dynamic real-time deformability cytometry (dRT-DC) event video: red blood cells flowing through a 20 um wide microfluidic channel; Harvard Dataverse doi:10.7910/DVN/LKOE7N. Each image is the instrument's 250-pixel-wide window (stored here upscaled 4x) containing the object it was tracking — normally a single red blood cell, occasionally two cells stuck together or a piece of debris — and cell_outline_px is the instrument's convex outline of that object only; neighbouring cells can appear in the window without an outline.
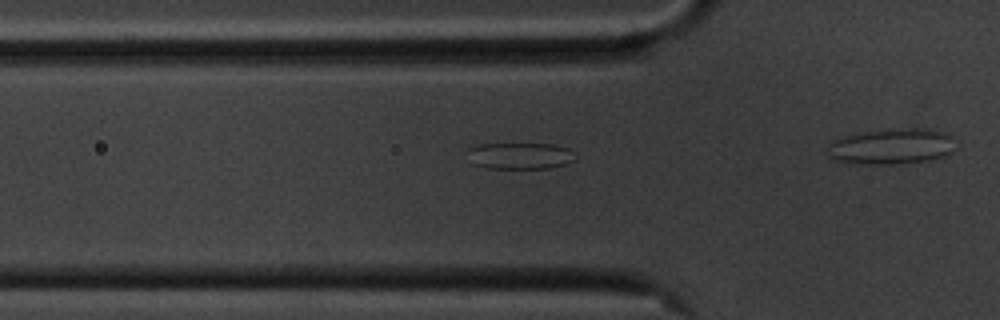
{"species": "common noctule bat (a hibernating species)", "species_latin": "Nyctalus noctula", "temperature_condition": "cold", "stored_images_in_passage": 20, "camera_frame_rate_fps": 3000, "um_per_image_px": 0.085, "animal": {"sex": "male", "body_mass_g": 20.1, "forearm_length_mm": 53.5}, "frame": {"image": 1, "passage_image": 15, "time_ms": 4.667, "image_size_px": [1000, 320], "cell_outline_px": [[576, 160], [564, 164], [548, 168], [488, 168], [472, 164], [468, 148], [480, 144], [552, 144], [568, 148], [576, 156]], "centroid_in_image_um": [44.22, 13.24], "position_along_channel_um": 81.6, "area_um2": 16.53}}